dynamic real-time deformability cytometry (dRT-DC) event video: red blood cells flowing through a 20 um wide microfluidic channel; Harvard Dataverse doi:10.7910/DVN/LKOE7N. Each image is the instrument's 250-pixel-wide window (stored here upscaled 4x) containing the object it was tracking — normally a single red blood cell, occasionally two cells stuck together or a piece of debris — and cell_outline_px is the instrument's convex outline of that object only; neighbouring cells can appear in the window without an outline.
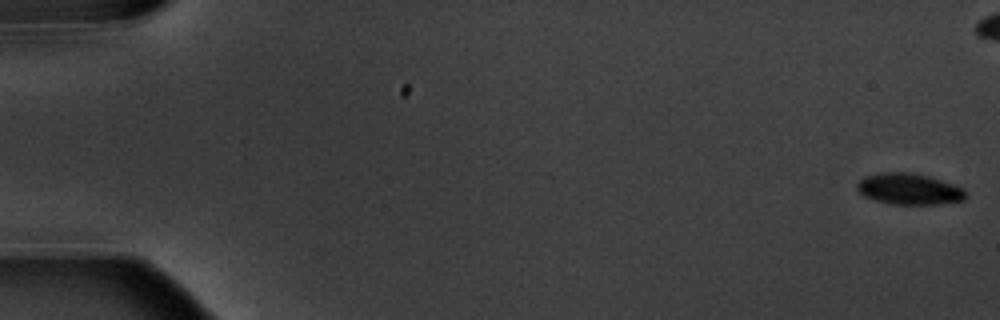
{"species": "common noctule bat (a hibernating species)", "species_latin": "Nyctalus noctula", "temperature_condition": "warm", "stored_images_in_passage": 7, "camera_frame_rate_fps": 3000, "um_per_image_px": 0.085, "animal": {"sex": "male", "body_mass_g": 20.1, "forearm_length_mm": 53.5}, "frame": {"image": 1, "passage_image": 1, "time_ms": 0.0, "image_size_px": [1000, 320], "cell_outline_px": [[968, 196], [964, 200], [936, 204], [888, 204], [872, 200], [864, 196], [856, 188], [856, 184], [864, 176], [884, 172], [908, 172], [928, 176], [964, 188]], "centroid_in_image_um": [77.25, 16.07], "position_along_channel_um": 7.7, "area_um2": 19.83}}
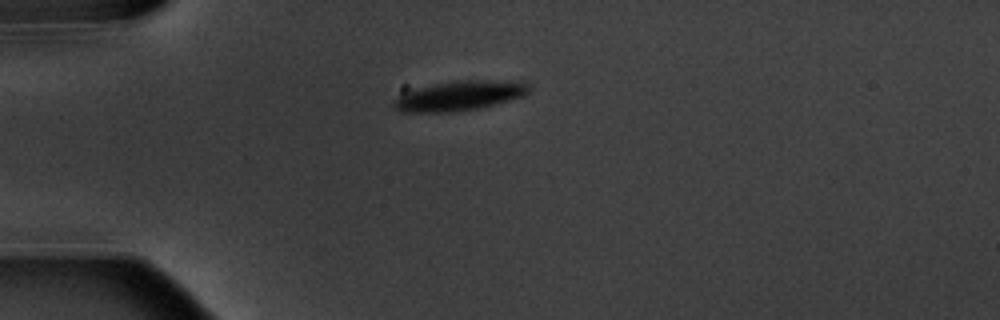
{"frame": {"image": 2, "passage_image": 7, "time_ms": 7.0, "image_size_px": [1000, 320], "cell_outline_px": [[532, 88], [524, 96], [480, 108], [456, 112], [400, 112], [392, 104], [396, 96], [416, 88], [436, 84], [460, 80], [524, 80]], "centroid_in_image_um": [39.11, 8.13], "position_along_channel_um": 45.9, "area_um2": 23.7}}